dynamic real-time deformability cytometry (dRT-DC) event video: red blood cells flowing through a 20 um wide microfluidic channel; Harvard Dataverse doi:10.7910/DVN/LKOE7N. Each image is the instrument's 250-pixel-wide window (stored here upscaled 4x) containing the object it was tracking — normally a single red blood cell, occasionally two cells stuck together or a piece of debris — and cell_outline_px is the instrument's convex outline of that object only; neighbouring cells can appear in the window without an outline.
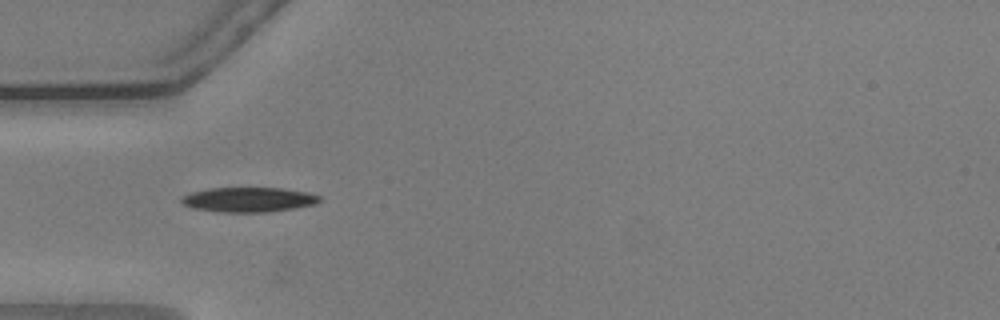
{"species": "common noctule bat (a hibernating species)", "species_latin": "Nyctalus noctula", "temperature_condition": "warm", "stored_images_in_passage": 39, "camera_frame_rate_fps": 3000, "um_per_image_px": 0.085, "animal": {"sex": "male", "body_mass_g": 20.5, "forearm_length_mm": 52.5}, "frame": {"image": 1, "passage_image": 1, "time_ms": 0.0, "image_size_px": [1000, 320], "cell_outline_px": [[320, 200], [316, 204], [296, 208], [268, 212], [220, 212], [192, 208], [184, 204], [180, 200], [184, 196], [192, 192], [208, 188], [284, 188], [308, 192], [320, 196]], "centroid_in_image_um": [21.16, 16.97], "position_along_channel_um": 63.8, "area_um2": 19.94}}
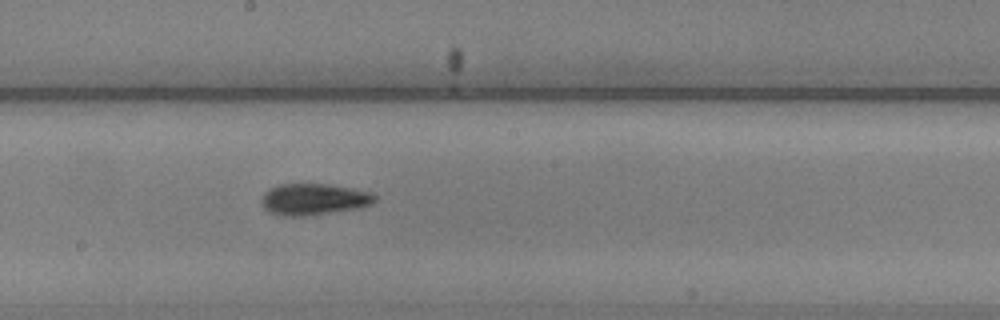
{"frame": {"image": 2, "passage_image": 14, "time_ms": 4.333, "image_size_px": [1000, 320], "cell_outline_px": [[376, 200], [372, 204], [360, 208], [304, 216], [284, 216], [268, 212], [264, 208], [264, 192], [280, 184], [324, 184], [352, 188], [372, 192], [376, 196]], "centroid_in_image_um": [26.72, 16.94], "position_along_channel_um": 221.5, "area_um2": 20.58}}
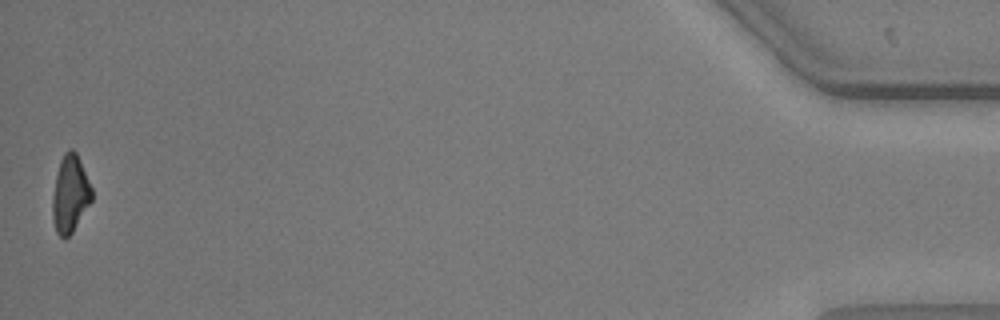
{"frame": {"image": 3, "passage_image": 39, "time_ms": 12.667, "image_size_px": [1000, 320], "cell_outline_px": [[92, 200], [72, 232], [64, 240], [56, 232], [52, 220], [52, 196], [56, 172], [60, 160], [64, 152], [68, 148], [72, 148], [76, 152], [92, 188]], "centroid_in_image_um": [5.94, 16.48], "position_along_channel_um": 429.3, "area_um2": 17.8}, "authors_computed_cell_mechanics": {"area_um2": 19.3052, "velocity_mm_per_s": 3.6309, "shape_relaxation_time_tau1_ms": 3.0521, "shape_relaxation_time_tau2_ms": 3.9862, "deformation_change_tau1": 0.1531, "deformation_change_tau2": 0.1193}}